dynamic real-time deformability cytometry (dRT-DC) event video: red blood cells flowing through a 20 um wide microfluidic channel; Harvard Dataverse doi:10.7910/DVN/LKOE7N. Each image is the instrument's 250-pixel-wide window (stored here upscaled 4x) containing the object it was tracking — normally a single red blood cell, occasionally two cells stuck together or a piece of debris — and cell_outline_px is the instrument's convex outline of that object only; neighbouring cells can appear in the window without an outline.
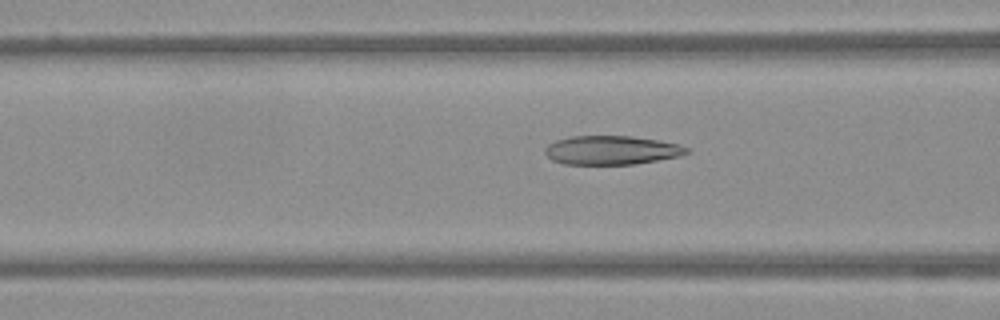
{"species": "Egyptian fruit bat (a non-hibernating species)", "species_latin": "Rousettus aegyptiacus", "temperature_condition": "warm", "stored_images_in_passage": 40, "camera_frame_rate_fps": 3000, "um_per_image_px": 0.085, "frame": {"image": 1, "passage_image": 8, "time_ms": 2.333, "image_size_px": [1000, 320], "cell_outline_px": [[692, 152], [680, 156], [632, 164], [564, 164], [552, 160], [544, 152], [544, 148], [548, 144], [556, 140], [572, 136], [632, 136], [680, 144], [688, 148]], "centroid_in_image_um": [51.98, 12.76], "position_along_channel_um": 114.6, "area_um2": 23.81}}
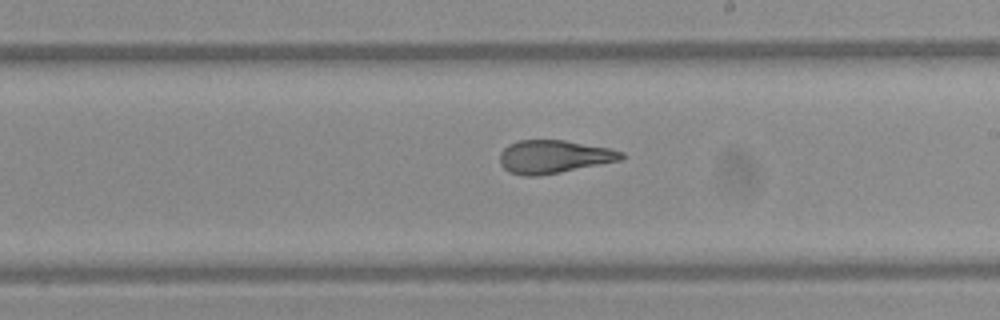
{"frame": {"image": 2, "passage_image": 18, "time_ms": 5.667, "image_size_px": [1000, 320], "cell_outline_px": [[628, 156], [620, 160], [560, 172], [536, 176], [524, 176], [508, 172], [500, 164], [500, 152], [508, 144], [520, 140], [564, 140], [608, 148], [624, 152]], "centroid_in_image_um": [47.06, 13.32], "position_along_channel_um": 241.9, "area_um2": 23.41}}
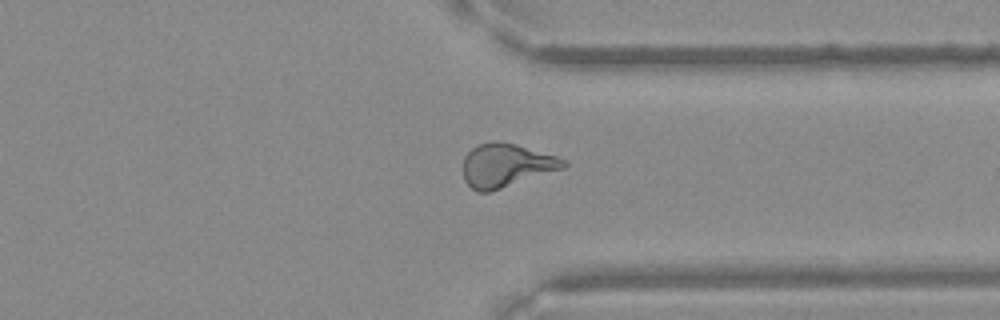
{"frame": {"image": 3, "passage_image": 28, "time_ms": 9.0, "image_size_px": [1000, 320], "cell_outline_px": [[568, 164], [564, 168], [488, 192], [476, 192], [464, 180], [464, 156], [476, 144], [492, 140], [496, 140], [516, 144], [556, 156], [568, 160]], "centroid_in_image_um": [43.01, 14.03], "position_along_channel_um": 368.4, "area_um2": 25.37}}